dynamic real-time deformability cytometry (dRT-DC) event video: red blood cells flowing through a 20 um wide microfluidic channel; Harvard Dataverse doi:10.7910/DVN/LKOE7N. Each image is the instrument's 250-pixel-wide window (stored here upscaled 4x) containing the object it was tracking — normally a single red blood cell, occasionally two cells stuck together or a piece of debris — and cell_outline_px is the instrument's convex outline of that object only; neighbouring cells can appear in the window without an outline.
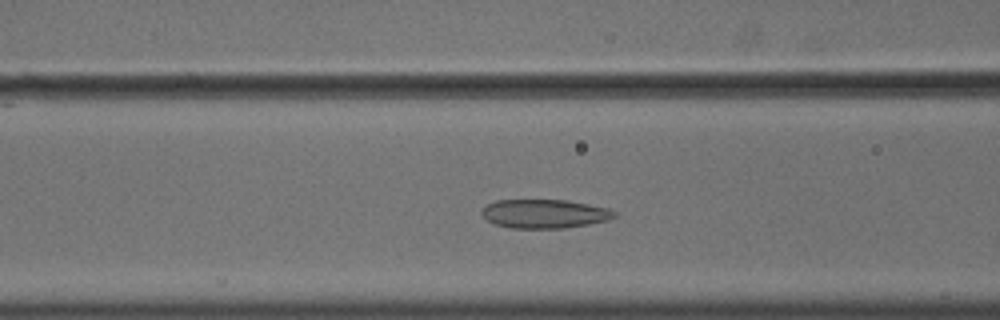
{"species": "common noctule bat (a hibernating species)", "species_latin": "Nyctalus noctula", "temperature_condition": "cold", "stored_images_in_passage": 44, "camera_frame_rate_fps": 3000, "um_per_image_px": 0.085, "animal": {"sex": "male", "body_mass_g": 18.8}, "frame": {"image": 1, "passage_image": 11, "time_ms": 3.333, "image_size_px": [1000, 320], "cell_outline_px": [[616, 216], [608, 220], [588, 224], [564, 228], [512, 228], [496, 224], [488, 220], [480, 212], [488, 204], [496, 200], [568, 200], [608, 208], [616, 212]], "centroid_in_image_um": [46.3, 18.16], "position_along_channel_um": 120.3, "area_um2": 22.14}}
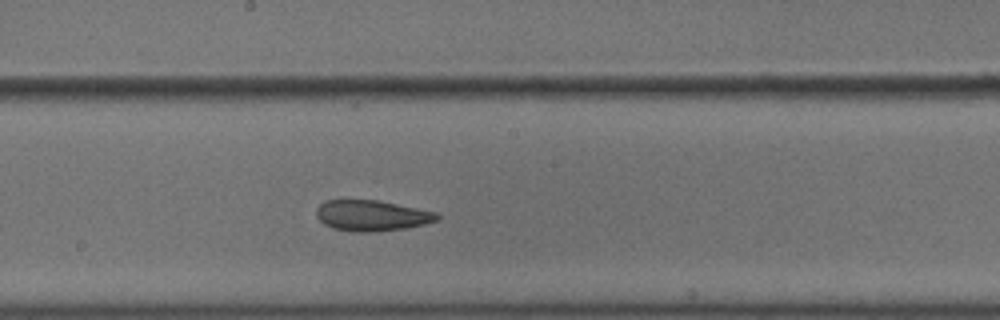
{"frame": {"image": 2, "passage_image": 19, "time_ms": 6.0, "image_size_px": [1000, 320], "cell_outline_px": [[440, 216], [436, 220], [424, 224], [408, 228], [376, 232], [352, 232], [332, 228], [324, 224], [316, 216], [316, 208], [324, 200], [376, 200], [440, 212]], "centroid_in_image_um": [31.6, 18.33], "position_along_channel_um": 216.6, "area_um2": 21.91}}
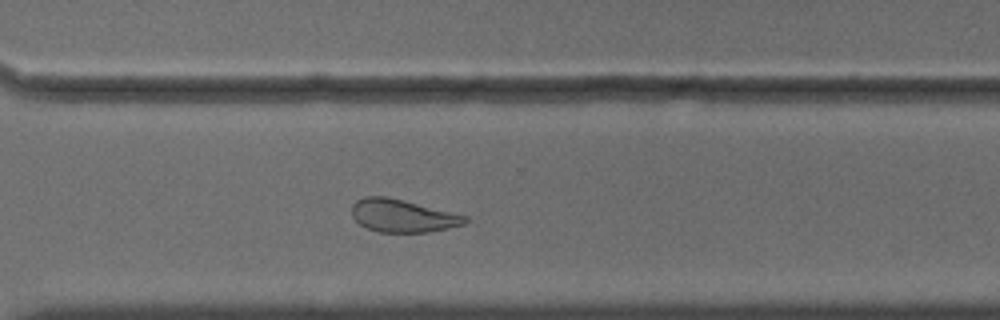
{"frame": {"image": 3, "passage_image": 29, "time_ms": 9.333, "image_size_px": [1000, 320], "cell_outline_px": [[468, 220], [464, 224], [428, 232], [376, 232], [360, 224], [352, 216], [352, 204], [356, 200], [364, 196], [388, 196], [468, 216]], "centroid_in_image_um": [34.19, 18.33], "position_along_channel_um": 336.4, "area_um2": 21.62}, "authors_computed_cell_mechanics": {"area_um2": 23.0622, "velocity_mm_per_s": 3.6013, "shape_relaxation_time_tau1_ms": null, "shape_relaxation_time_tau2_ms": 4.8196, "deformation_change_tau1": null, "deformation_change_tau2": 0.1061}}